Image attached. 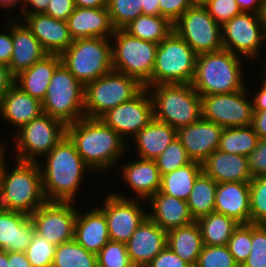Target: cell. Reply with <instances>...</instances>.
<instances>
[{"instance_id":"2","label":"cell","mask_w":266,"mask_h":267,"mask_svg":"<svg viewBox=\"0 0 266 267\" xmlns=\"http://www.w3.org/2000/svg\"><path fill=\"white\" fill-rule=\"evenodd\" d=\"M44 158L43 163H38L46 200L75 202L84 174L92 170L85 164L74 143L65 135Z\"/></svg>"},{"instance_id":"8","label":"cell","mask_w":266,"mask_h":267,"mask_svg":"<svg viewBox=\"0 0 266 267\" xmlns=\"http://www.w3.org/2000/svg\"><path fill=\"white\" fill-rule=\"evenodd\" d=\"M143 88L135 78L112 70L84 85V115L100 118L110 109L131 100Z\"/></svg>"},{"instance_id":"67","label":"cell","mask_w":266,"mask_h":267,"mask_svg":"<svg viewBox=\"0 0 266 267\" xmlns=\"http://www.w3.org/2000/svg\"><path fill=\"white\" fill-rule=\"evenodd\" d=\"M264 66H265V67H264ZM264 66H263V68L265 69V70H264V72H265V73H264V77L266 78V61H265Z\"/></svg>"},{"instance_id":"21","label":"cell","mask_w":266,"mask_h":267,"mask_svg":"<svg viewBox=\"0 0 266 267\" xmlns=\"http://www.w3.org/2000/svg\"><path fill=\"white\" fill-rule=\"evenodd\" d=\"M11 25L13 53L8 67L15 77L43 59L48 53L22 20L17 18L14 20L12 17Z\"/></svg>"},{"instance_id":"44","label":"cell","mask_w":266,"mask_h":267,"mask_svg":"<svg viewBox=\"0 0 266 267\" xmlns=\"http://www.w3.org/2000/svg\"><path fill=\"white\" fill-rule=\"evenodd\" d=\"M252 224H239L233 231L227 246L239 267L247 259L251 252Z\"/></svg>"},{"instance_id":"14","label":"cell","mask_w":266,"mask_h":267,"mask_svg":"<svg viewBox=\"0 0 266 267\" xmlns=\"http://www.w3.org/2000/svg\"><path fill=\"white\" fill-rule=\"evenodd\" d=\"M222 44L233 54L256 60L264 44L261 14L241 12L222 25Z\"/></svg>"},{"instance_id":"48","label":"cell","mask_w":266,"mask_h":267,"mask_svg":"<svg viewBox=\"0 0 266 267\" xmlns=\"http://www.w3.org/2000/svg\"><path fill=\"white\" fill-rule=\"evenodd\" d=\"M247 159L252 178L266 175V139H259L256 148Z\"/></svg>"},{"instance_id":"28","label":"cell","mask_w":266,"mask_h":267,"mask_svg":"<svg viewBox=\"0 0 266 267\" xmlns=\"http://www.w3.org/2000/svg\"><path fill=\"white\" fill-rule=\"evenodd\" d=\"M42 101L31 97L15 84L7 91L0 105V119H4L18 131L43 114Z\"/></svg>"},{"instance_id":"62","label":"cell","mask_w":266,"mask_h":267,"mask_svg":"<svg viewBox=\"0 0 266 267\" xmlns=\"http://www.w3.org/2000/svg\"><path fill=\"white\" fill-rule=\"evenodd\" d=\"M0 267H8V252L0 250Z\"/></svg>"},{"instance_id":"63","label":"cell","mask_w":266,"mask_h":267,"mask_svg":"<svg viewBox=\"0 0 266 267\" xmlns=\"http://www.w3.org/2000/svg\"><path fill=\"white\" fill-rule=\"evenodd\" d=\"M6 145L2 142H0V174H1V165L3 163V159L7 156L5 152L7 151L5 147Z\"/></svg>"},{"instance_id":"31","label":"cell","mask_w":266,"mask_h":267,"mask_svg":"<svg viewBox=\"0 0 266 267\" xmlns=\"http://www.w3.org/2000/svg\"><path fill=\"white\" fill-rule=\"evenodd\" d=\"M176 138L177 129L153 119L133 137L137 158L156 160Z\"/></svg>"},{"instance_id":"18","label":"cell","mask_w":266,"mask_h":267,"mask_svg":"<svg viewBox=\"0 0 266 267\" xmlns=\"http://www.w3.org/2000/svg\"><path fill=\"white\" fill-rule=\"evenodd\" d=\"M223 128L214 122L201 118L195 123L177 130V138L186 149L192 161L203 163L214 151L218 150Z\"/></svg>"},{"instance_id":"47","label":"cell","mask_w":266,"mask_h":267,"mask_svg":"<svg viewBox=\"0 0 266 267\" xmlns=\"http://www.w3.org/2000/svg\"><path fill=\"white\" fill-rule=\"evenodd\" d=\"M204 7L220 26L241 13L236 0H208Z\"/></svg>"},{"instance_id":"27","label":"cell","mask_w":266,"mask_h":267,"mask_svg":"<svg viewBox=\"0 0 266 267\" xmlns=\"http://www.w3.org/2000/svg\"><path fill=\"white\" fill-rule=\"evenodd\" d=\"M203 172L216 183L250 182L248 159L243 155L214 151L203 163Z\"/></svg>"},{"instance_id":"66","label":"cell","mask_w":266,"mask_h":267,"mask_svg":"<svg viewBox=\"0 0 266 267\" xmlns=\"http://www.w3.org/2000/svg\"><path fill=\"white\" fill-rule=\"evenodd\" d=\"M263 42H266V20H263Z\"/></svg>"},{"instance_id":"38","label":"cell","mask_w":266,"mask_h":267,"mask_svg":"<svg viewBox=\"0 0 266 267\" xmlns=\"http://www.w3.org/2000/svg\"><path fill=\"white\" fill-rule=\"evenodd\" d=\"M53 267H97V255L74 239L56 246Z\"/></svg>"},{"instance_id":"57","label":"cell","mask_w":266,"mask_h":267,"mask_svg":"<svg viewBox=\"0 0 266 267\" xmlns=\"http://www.w3.org/2000/svg\"><path fill=\"white\" fill-rule=\"evenodd\" d=\"M241 12L261 14L263 0H236Z\"/></svg>"},{"instance_id":"32","label":"cell","mask_w":266,"mask_h":267,"mask_svg":"<svg viewBox=\"0 0 266 267\" xmlns=\"http://www.w3.org/2000/svg\"><path fill=\"white\" fill-rule=\"evenodd\" d=\"M167 246L182 260L195 267L203 248L199 224L195 221L168 231Z\"/></svg>"},{"instance_id":"29","label":"cell","mask_w":266,"mask_h":267,"mask_svg":"<svg viewBox=\"0 0 266 267\" xmlns=\"http://www.w3.org/2000/svg\"><path fill=\"white\" fill-rule=\"evenodd\" d=\"M74 240L94 254L110 241L106 216L100 208L89 210L84 214L77 211Z\"/></svg>"},{"instance_id":"4","label":"cell","mask_w":266,"mask_h":267,"mask_svg":"<svg viewBox=\"0 0 266 267\" xmlns=\"http://www.w3.org/2000/svg\"><path fill=\"white\" fill-rule=\"evenodd\" d=\"M241 58L225 49L197 55L192 87L200 96L244 89L247 85Z\"/></svg>"},{"instance_id":"61","label":"cell","mask_w":266,"mask_h":267,"mask_svg":"<svg viewBox=\"0 0 266 267\" xmlns=\"http://www.w3.org/2000/svg\"><path fill=\"white\" fill-rule=\"evenodd\" d=\"M18 5L22 7L23 0H0V7L3 9L10 8L9 10L15 9Z\"/></svg>"},{"instance_id":"5","label":"cell","mask_w":266,"mask_h":267,"mask_svg":"<svg viewBox=\"0 0 266 267\" xmlns=\"http://www.w3.org/2000/svg\"><path fill=\"white\" fill-rule=\"evenodd\" d=\"M146 88L152 98L154 119L178 130L202 118L201 96L191 84H158Z\"/></svg>"},{"instance_id":"22","label":"cell","mask_w":266,"mask_h":267,"mask_svg":"<svg viewBox=\"0 0 266 267\" xmlns=\"http://www.w3.org/2000/svg\"><path fill=\"white\" fill-rule=\"evenodd\" d=\"M70 36L73 40L80 38H108L115 31L107 7H75L67 20Z\"/></svg>"},{"instance_id":"1","label":"cell","mask_w":266,"mask_h":267,"mask_svg":"<svg viewBox=\"0 0 266 267\" xmlns=\"http://www.w3.org/2000/svg\"><path fill=\"white\" fill-rule=\"evenodd\" d=\"M66 135L85 164L95 173L99 170L109 172L128 150L127 142L100 118L83 117L67 125Z\"/></svg>"},{"instance_id":"52","label":"cell","mask_w":266,"mask_h":267,"mask_svg":"<svg viewBox=\"0 0 266 267\" xmlns=\"http://www.w3.org/2000/svg\"><path fill=\"white\" fill-rule=\"evenodd\" d=\"M9 20L8 23H5V31L7 32H0V64L5 65L7 67L10 64L13 53L11 18Z\"/></svg>"},{"instance_id":"35","label":"cell","mask_w":266,"mask_h":267,"mask_svg":"<svg viewBox=\"0 0 266 267\" xmlns=\"http://www.w3.org/2000/svg\"><path fill=\"white\" fill-rule=\"evenodd\" d=\"M123 30L132 37L159 44L173 31V24L162 16L142 14Z\"/></svg>"},{"instance_id":"58","label":"cell","mask_w":266,"mask_h":267,"mask_svg":"<svg viewBox=\"0 0 266 267\" xmlns=\"http://www.w3.org/2000/svg\"><path fill=\"white\" fill-rule=\"evenodd\" d=\"M8 267H32L25 252H8Z\"/></svg>"},{"instance_id":"16","label":"cell","mask_w":266,"mask_h":267,"mask_svg":"<svg viewBox=\"0 0 266 267\" xmlns=\"http://www.w3.org/2000/svg\"><path fill=\"white\" fill-rule=\"evenodd\" d=\"M105 196L99 208L106 216L110 241L126 243L148 216V211L137 199L120 195V192Z\"/></svg>"},{"instance_id":"56","label":"cell","mask_w":266,"mask_h":267,"mask_svg":"<svg viewBox=\"0 0 266 267\" xmlns=\"http://www.w3.org/2000/svg\"><path fill=\"white\" fill-rule=\"evenodd\" d=\"M262 82L259 88L252 94L253 111L266 110V78L262 77Z\"/></svg>"},{"instance_id":"51","label":"cell","mask_w":266,"mask_h":267,"mask_svg":"<svg viewBox=\"0 0 266 267\" xmlns=\"http://www.w3.org/2000/svg\"><path fill=\"white\" fill-rule=\"evenodd\" d=\"M74 9V0H50L44 14L67 21Z\"/></svg>"},{"instance_id":"7","label":"cell","mask_w":266,"mask_h":267,"mask_svg":"<svg viewBox=\"0 0 266 267\" xmlns=\"http://www.w3.org/2000/svg\"><path fill=\"white\" fill-rule=\"evenodd\" d=\"M111 40L108 38H80L60 55L64 66L83 85L113 70Z\"/></svg>"},{"instance_id":"53","label":"cell","mask_w":266,"mask_h":267,"mask_svg":"<svg viewBox=\"0 0 266 267\" xmlns=\"http://www.w3.org/2000/svg\"><path fill=\"white\" fill-rule=\"evenodd\" d=\"M15 77L10 68L0 64V105L7 91L14 85Z\"/></svg>"},{"instance_id":"45","label":"cell","mask_w":266,"mask_h":267,"mask_svg":"<svg viewBox=\"0 0 266 267\" xmlns=\"http://www.w3.org/2000/svg\"><path fill=\"white\" fill-rule=\"evenodd\" d=\"M195 267H239L227 245H203Z\"/></svg>"},{"instance_id":"59","label":"cell","mask_w":266,"mask_h":267,"mask_svg":"<svg viewBox=\"0 0 266 267\" xmlns=\"http://www.w3.org/2000/svg\"><path fill=\"white\" fill-rule=\"evenodd\" d=\"M143 15L160 16L159 0H145L142 8Z\"/></svg>"},{"instance_id":"13","label":"cell","mask_w":266,"mask_h":267,"mask_svg":"<svg viewBox=\"0 0 266 267\" xmlns=\"http://www.w3.org/2000/svg\"><path fill=\"white\" fill-rule=\"evenodd\" d=\"M247 88L233 93L201 96L202 118L222 128L251 125L253 101L247 97L250 93Z\"/></svg>"},{"instance_id":"60","label":"cell","mask_w":266,"mask_h":267,"mask_svg":"<svg viewBox=\"0 0 266 267\" xmlns=\"http://www.w3.org/2000/svg\"><path fill=\"white\" fill-rule=\"evenodd\" d=\"M75 7L82 8H105L107 0H74Z\"/></svg>"},{"instance_id":"12","label":"cell","mask_w":266,"mask_h":267,"mask_svg":"<svg viewBox=\"0 0 266 267\" xmlns=\"http://www.w3.org/2000/svg\"><path fill=\"white\" fill-rule=\"evenodd\" d=\"M173 31L180 36L197 55L224 49L222 26L204 6H192L173 24Z\"/></svg>"},{"instance_id":"10","label":"cell","mask_w":266,"mask_h":267,"mask_svg":"<svg viewBox=\"0 0 266 267\" xmlns=\"http://www.w3.org/2000/svg\"><path fill=\"white\" fill-rule=\"evenodd\" d=\"M44 114L63 122L75 123L84 115V85L61 63L55 70L42 100Z\"/></svg>"},{"instance_id":"50","label":"cell","mask_w":266,"mask_h":267,"mask_svg":"<svg viewBox=\"0 0 266 267\" xmlns=\"http://www.w3.org/2000/svg\"><path fill=\"white\" fill-rule=\"evenodd\" d=\"M146 267H192L166 246Z\"/></svg>"},{"instance_id":"36","label":"cell","mask_w":266,"mask_h":267,"mask_svg":"<svg viewBox=\"0 0 266 267\" xmlns=\"http://www.w3.org/2000/svg\"><path fill=\"white\" fill-rule=\"evenodd\" d=\"M217 183L204 172L194 182L187 204L194 220L214 212Z\"/></svg>"},{"instance_id":"34","label":"cell","mask_w":266,"mask_h":267,"mask_svg":"<svg viewBox=\"0 0 266 267\" xmlns=\"http://www.w3.org/2000/svg\"><path fill=\"white\" fill-rule=\"evenodd\" d=\"M201 229L202 242L206 246L227 245L233 231L239 226L234 219L212 212L196 221Z\"/></svg>"},{"instance_id":"46","label":"cell","mask_w":266,"mask_h":267,"mask_svg":"<svg viewBox=\"0 0 266 267\" xmlns=\"http://www.w3.org/2000/svg\"><path fill=\"white\" fill-rule=\"evenodd\" d=\"M240 267H266V224H252L251 252Z\"/></svg>"},{"instance_id":"15","label":"cell","mask_w":266,"mask_h":267,"mask_svg":"<svg viewBox=\"0 0 266 267\" xmlns=\"http://www.w3.org/2000/svg\"><path fill=\"white\" fill-rule=\"evenodd\" d=\"M77 211L74 202L46 201L29 217L35 233L57 246L74 239Z\"/></svg>"},{"instance_id":"9","label":"cell","mask_w":266,"mask_h":267,"mask_svg":"<svg viewBox=\"0 0 266 267\" xmlns=\"http://www.w3.org/2000/svg\"><path fill=\"white\" fill-rule=\"evenodd\" d=\"M197 54L174 31L158 44L152 73V86L158 84H191Z\"/></svg>"},{"instance_id":"42","label":"cell","mask_w":266,"mask_h":267,"mask_svg":"<svg viewBox=\"0 0 266 267\" xmlns=\"http://www.w3.org/2000/svg\"><path fill=\"white\" fill-rule=\"evenodd\" d=\"M55 250V244L34 232L25 254L32 267H48L53 263Z\"/></svg>"},{"instance_id":"49","label":"cell","mask_w":266,"mask_h":267,"mask_svg":"<svg viewBox=\"0 0 266 267\" xmlns=\"http://www.w3.org/2000/svg\"><path fill=\"white\" fill-rule=\"evenodd\" d=\"M160 16L174 24L193 5L190 0H159Z\"/></svg>"},{"instance_id":"23","label":"cell","mask_w":266,"mask_h":267,"mask_svg":"<svg viewBox=\"0 0 266 267\" xmlns=\"http://www.w3.org/2000/svg\"><path fill=\"white\" fill-rule=\"evenodd\" d=\"M214 212L250 224L249 182L217 183Z\"/></svg>"},{"instance_id":"11","label":"cell","mask_w":266,"mask_h":267,"mask_svg":"<svg viewBox=\"0 0 266 267\" xmlns=\"http://www.w3.org/2000/svg\"><path fill=\"white\" fill-rule=\"evenodd\" d=\"M66 125L47 114L12 132L17 160L39 162L66 135ZM39 157V158H38Z\"/></svg>"},{"instance_id":"37","label":"cell","mask_w":266,"mask_h":267,"mask_svg":"<svg viewBox=\"0 0 266 267\" xmlns=\"http://www.w3.org/2000/svg\"><path fill=\"white\" fill-rule=\"evenodd\" d=\"M258 141L252 125L223 128L218 150L247 157L256 148Z\"/></svg>"},{"instance_id":"6","label":"cell","mask_w":266,"mask_h":267,"mask_svg":"<svg viewBox=\"0 0 266 267\" xmlns=\"http://www.w3.org/2000/svg\"><path fill=\"white\" fill-rule=\"evenodd\" d=\"M110 40L113 70L135 78L144 87L152 86L158 44L132 37L123 29H115Z\"/></svg>"},{"instance_id":"26","label":"cell","mask_w":266,"mask_h":267,"mask_svg":"<svg viewBox=\"0 0 266 267\" xmlns=\"http://www.w3.org/2000/svg\"><path fill=\"white\" fill-rule=\"evenodd\" d=\"M148 200L151 205V212H147L148 217L166 232L195 222L187 201L160 191Z\"/></svg>"},{"instance_id":"30","label":"cell","mask_w":266,"mask_h":267,"mask_svg":"<svg viewBox=\"0 0 266 267\" xmlns=\"http://www.w3.org/2000/svg\"><path fill=\"white\" fill-rule=\"evenodd\" d=\"M62 63L58 54H47L35 62L29 69L15 76L14 84L31 97L42 101L56 68Z\"/></svg>"},{"instance_id":"33","label":"cell","mask_w":266,"mask_h":267,"mask_svg":"<svg viewBox=\"0 0 266 267\" xmlns=\"http://www.w3.org/2000/svg\"><path fill=\"white\" fill-rule=\"evenodd\" d=\"M203 172L202 164L196 161L161 175L160 192L187 201L197 177Z\"/></svg>"},{"instance_id":"24","label":"cell","mask_w":266,"mask_h":267,"mask_svg":"<svg viewBox=\"0 0 266 267\" xmlns=\"http://www.w3.org/2000/svg\"><path fill=\"white\" fill-rule=\"evenodd\" d=\"M129 161L121 167L120 171L122 180L125 181L126 186L137 195L133 199L139 201L149 199L152 195L160 190L161 175L155 160H146L138 158Z\"/></svg>"},{"instance_id":"41","label":"cell","mask_w":266,"mask_h":267,"mask_svg":"<svg viewBox=\"0 0 266 267\" xmlns=\"http://www.w3.org/2000/svg\"><path fill=\"white\" fill-rule=\"evenodd\" d=\"M160 175H166L172 171L192 162L188 157L186 149L178 138L173 140L170 145L155 160Z\"/></svg>"},{"instance_id":"39","label":"cell","mask_w":266,"mask_h":267,"mask_svg":"<svg viewBox=\"0 0 266 267\" xmlns=\"http://www.w3.org/2000/svg\"><path fill=\"white\" fill-rule=\"evenodd\" d=\"M145 0H107V10L115 29H123L142 15Z\"/></svg>"},{"instance_id":"19","label":"cell","mask_w":266,"mask_h":267,"mask_svg":"<svg viewBox=\"0 0 266 267\" xmlns=\"http://www.w3.org/2000/svg\"><path fill=\"white\" fill-rule=\"evenodd\" d=\"M167 246V232L148 216L126 242L134 267H146Z\"/></svg>"},{"instance_id":"40","label":"cell","mask_w":266,"mask_h":267,"mask_svg":"<svg viewBox=\"0 0 266 267\" xmlns=\"http://www.w3.org/2000/svg\"><path fill=\"white\" fill-rule=\"evenodd\" d=\"M250 223L266 224V175L254 177L249 182Z\"/></svg>"},{"instance_id":"20","label":"cell","mask_w":266,"mask_h":267,"mask_svg":"<svg viewBox=\"0 0 266 267\" xmlns=\"http://www.w3.org/2000/svg\"><path fill=\"white\" fill-rule=\"evenodd\" d=\"M22 20L32 34L39 40L48 54L61 55L73 42L67 21L42 14H20Z\"/></svg>"},{"instance_id":"64","label":"cell","mask_w":266,"mask_h":267,"mask_svg":"<svg viewBox=\"0 0 266 267\" xmlns=\"http://www.w3.org/2000/svg\"><path fill=\"white\" fill-rule=\"evenodd\" d=\"M193 6H204L208 0H190Z\"/></svg>"},{"instance_id":"65","label":"cell","mask_w":266,"mask_h":267,"mask_svg":"<svg viewBox=\"0 0 266 267\" xmlns=\"http://www.w3.org/2000/svg\"><path fill=\"white\" fill-rule=\"evenodd\" d=\"M262 20H266V0H263V8L261 13Z\"/></svg>"},{"instance_id":"3","label":"cell","mask_w":266,"mask_h":267,"mask_svg":"<svg viewBox=\"0 0 266 267\" xmlns=\"http://www.w3.org/2000/svg\"><path fill=\"white\" fill-rule=\"evenodd\" d=\"M6 160L1 165L0 208L31 215L47 201L39 163L16 159L11 170Z\"/></svg>"},{"instance_id":"25","label":"cell","mask_w":266,"mask_h":267,"mask_svg":"<svg viewBox=\"0 0 266 267\" xmlns=\"http://www.w3.org/2000/svg\"><path fill=\"white\" fill-rule=\"evenodd\" d=\"M34 232L28 214L0 208V250L25 252Z\"/></svg>"},{"instance_id":"43","label":"cell","mask_w":266,"mask_h":267,"mask_svg":"<svg viewBox=\"0 0 266 267\" xmlns=\"http://www.w3.org/2000/svg\"><path fill=\"white\" fill-rule=\"evenodd\" d=\"M96 255L99 267H134L123 242L108 241Z\"/></svg>"},{"instance_id":"17","label":"cell","mask_w":266,"mask_h":267,"mask_svg":"<svg viewBox=\"0 0 266 267\" xmlns=\"http://www.w3.org/2000/svg\"><path fill=\"white\" fill-rule=\"evenodd\" d=\"M100 119L126 142L127 136L132 138L154 119L151 95L144 87L131 100L110 109Z\"/></svg>"},{"instance_id":"54","label":"cell","mask_w":266,"mask_h":267,"mask_svg":"<svg viewBox=\"0 0 266 267\" xmlns=\"http://www.w3.org/2000/svg\"><path fill=\"white\" fill-rule=\"evenodd\" d=\"M50 0H23L20 9L21 14H42L45 13Z\"/></svg>"},{"instance_id":"55","label":"cell","mask_w":266,"mask_h":267,"mask_svg":"<svg viewBox=\"0 0 266 267\" xmlns=\"http://www.w3.org/2000/svg\"><path fill=\"white\" fill-rule=\"evenodd\" d=\"M251 125L259 139H266V110L253 111Z\"/></svg>"}]
</instances>
